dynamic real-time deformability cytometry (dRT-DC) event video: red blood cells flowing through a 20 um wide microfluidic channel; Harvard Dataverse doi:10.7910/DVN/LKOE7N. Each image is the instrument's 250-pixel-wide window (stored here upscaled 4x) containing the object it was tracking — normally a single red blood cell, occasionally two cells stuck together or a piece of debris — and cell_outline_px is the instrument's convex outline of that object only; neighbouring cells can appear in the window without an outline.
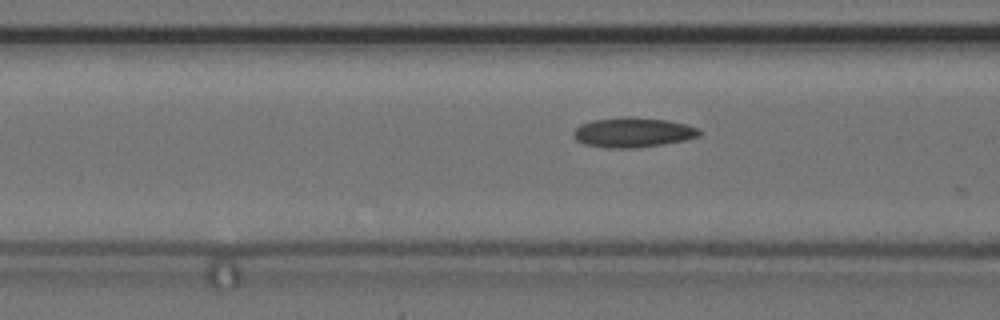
{"species": "common noctule bat (a hibernating species)", "species_latin": "Nyctalus noctula", "temperature_condition": "cold", "stored_images_in_passage": 36, "camera_frame_rate_fps": 3000, "um_per_image_px": 0.085, "animal": {"sex": "female", "body_mass_g": 24.6, "forearm_length_mm": 56.2}, "frame": {"image": 1, "passage_image": 3, "time_ms": 0.667, "image_size_px": [1000, 320], "cell_outline_px": [[704, 132], [700, 136], [684, 140], [664, 144], [636, 148], [604, 148], [584, 144], [576, 140], [572, 136], [572, 132], [580, 124], [592, 120], [624, 116], [632, 116], [668, 120], [700, 128]], "centroid_in_image_um": [53.8, 11.25], "position_along_channel_um": 112.8, "area_um2": 22.31}}
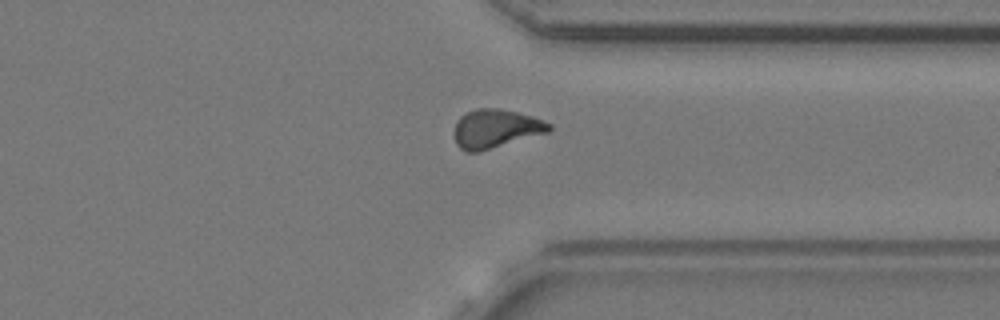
{"frame": {"image": 2, "passage_image": 24, "time_ms": 7.667, "image_size_px": [1000, 320], "cell_outline_px": [[552, 128], [548, 132], [480, 152], [464, 152], [456, 144], [456, 120], [460, 116], [476, 108], [500, 108], [532, 116], [544, 120], [552, 124]], "centroid_in_image_um": [42.15, 10.94], "position_along_channel_um": 369.3, "area_um2": 21.39}}
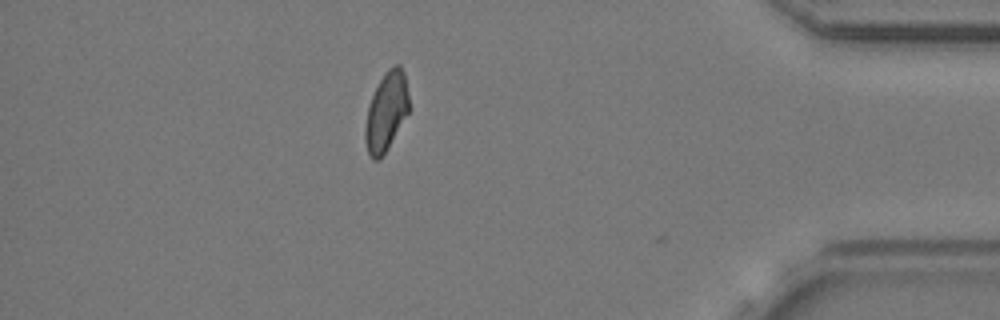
{"frame": {"image": 3, "passage_image": 30, "time_ms": 9.667, "image_size_px": [1000, 320], "cell_outline_px": [[408, 112], [388, 148], [380, 160], [372, 160], [368, 152], [364, 140], [364, 132], [368, 108], [372, 96], [380, 80], [388, 68], [396, 64], [400, 64], [404, 72], [408, 92]], "centroid_in_image_um": [32.82, 9.5], "position_along_channel_um": 402.4, "area_um2": 19.88}, "authors_computed_cell_mechanics": {"area_um2": 20.519, "velocity_mm_per_s": 3.6662, "shape_relaxation_time_tau1_ms": 4.7722, "shape_relaxation_time_tau2_ms": 5.1644, "deformation_change_tau1": 0.0656, "deformation_change_tau2": 0.102}}